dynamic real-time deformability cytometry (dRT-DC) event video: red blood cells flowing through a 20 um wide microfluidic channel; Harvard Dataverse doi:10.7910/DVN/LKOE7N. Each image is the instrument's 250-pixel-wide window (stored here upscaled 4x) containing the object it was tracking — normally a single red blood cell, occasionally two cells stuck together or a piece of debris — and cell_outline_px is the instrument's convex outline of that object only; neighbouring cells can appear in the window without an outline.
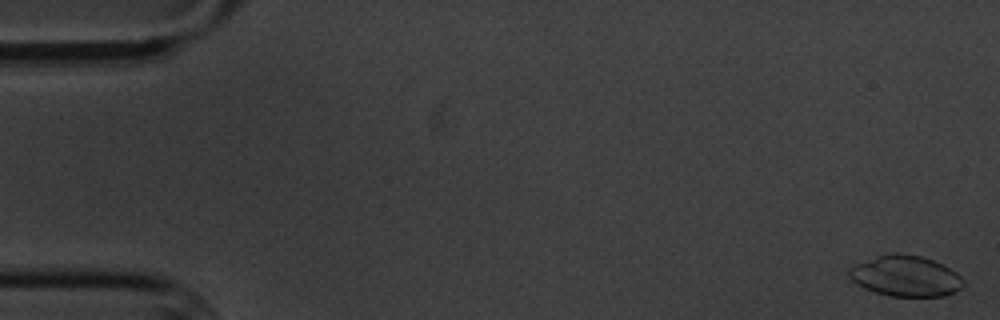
{"species": "common noctule bat (a hibernating species)", "species_latin": "Nyctalus noctula", "temperature_condition": "cold", "stored_images_in_passage": 6, "camera_frame_rate_fps": 3000, "um_per_image_px": 0.085, "animal": {"sex": "male", "body_mass_g": 20.1, "forearm_length_mm": 53.5}, "frame": {"image": 1, "passage_image": 1, "time_ms": 0.0, "image_size_px": [1000, 320], "cell_outline_px": [[964, 284], [956, 292], [944, 296], [888, 296], [864, 288], [856, 284], [848, 276], [848, 272], [856, 264], [876, 256], [892, 252], [896, 252], [920, 256], [932, 260], [956, 272], [960, 276]], "centroid_in_image_um": [76.96, 23.47], "position_along_channel_um": 8.0, "area_um2": 26.99}}